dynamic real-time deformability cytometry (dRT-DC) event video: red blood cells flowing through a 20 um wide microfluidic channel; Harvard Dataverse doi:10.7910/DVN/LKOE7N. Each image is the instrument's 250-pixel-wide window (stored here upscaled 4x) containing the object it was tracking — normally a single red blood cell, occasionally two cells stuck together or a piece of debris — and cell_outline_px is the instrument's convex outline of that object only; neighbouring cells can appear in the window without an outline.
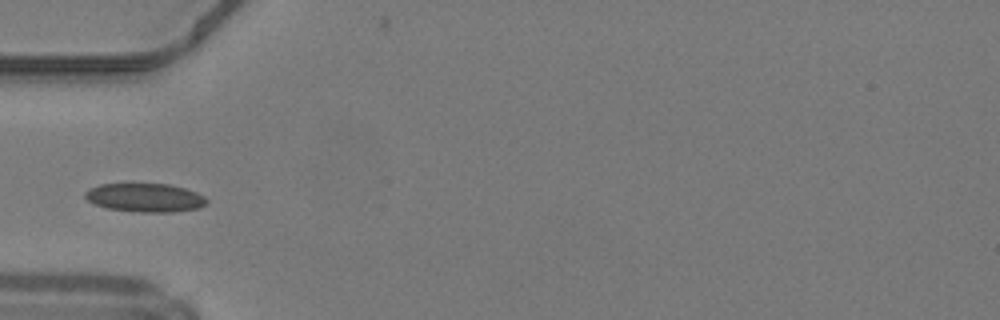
{"species": "common noctule bat (a hibernating species)", "species_latin": "Nyctalus noctula", "temperature_condition": "warm", "stored_images_in_passage": 34, "camera_frame_rate_fps": 3000, "um_per_image_px": 0.085, "animal": {"sex": "male", "body_mass_g": 19.2, "forearm_length_mm": 51.8}, "frame": {"image": 1, "passage_image": 1, "time_ms": 0.0, "image_size_px": [1000, 320], "cell_outline_px": [[208, 204], [200, 208], [172, 212], [136, 212], [108, 208], [96, 204], [88, 200], [84, 196], [84, 192], [100, 184], [168, 184], [184, 188], [196, 192], [204, 196], [208, 200]], "centroid_in_image_um": [12.38, 16.81], "position_along_channel_um": 72.6, "area_um2": 20.23}}
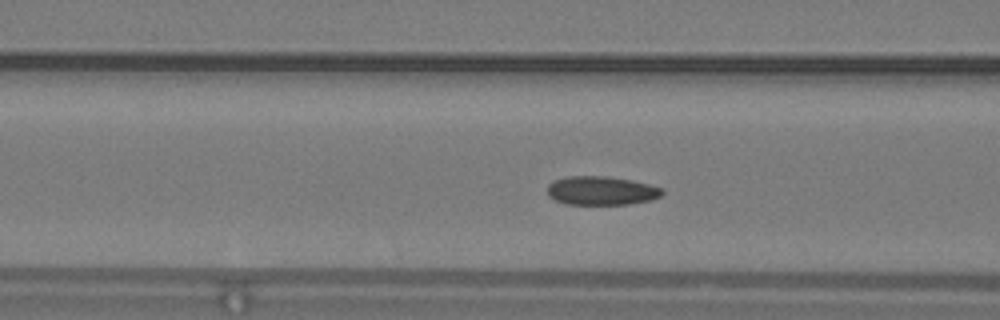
{"frame": {"image": 2, "passage_image": 4, "time_ms": 1.0, "image_size_px": [1000, 320], "cell_outline_px": [[664, 192], [660, 196], [652, 200], [628, 204], [564, 204], [548, 196], [548, 184], [552, 180], [568, 176], [608, 176], [632, 180], [664, 188]], "centroid_in_image_um": [51.11, 16.2], "position_along_channel_um": 115.5, "area_um2": 19.42}}
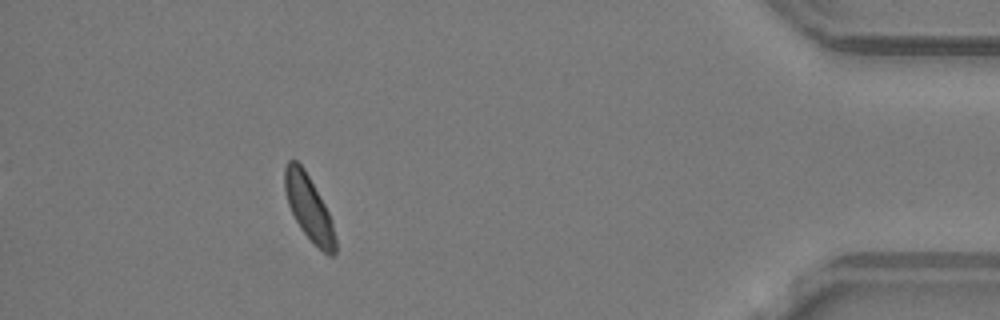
{"frame": {"image": 3, "passage_image": 29, "time_ms": 9.333, "image_size_px": [1000, 320], "cell_outline_px": [[336, 252], [332, 256], [328, 256], [300, 228], [288, 204], [284, 188], [284, 168], [288, 160], [296, 160], [304, 168], [324, 204], [332, 220], [336, 240]], "centroid_in_image_um": [26.25, 17.65], "position_along_channel_um": 409.0, "area_um2": 18.84}, "authors_computed_cell_mechanics": {"area_um2": 19.4208, "velocity_mm_per_s": 4.191, "shape_relaxation_time_tau1_ms": 2.9857, "shape_relaxation_time_tau2_ms": null, "deformation_change_tau1": 0.0713, "deformation_change_tau2": null}}